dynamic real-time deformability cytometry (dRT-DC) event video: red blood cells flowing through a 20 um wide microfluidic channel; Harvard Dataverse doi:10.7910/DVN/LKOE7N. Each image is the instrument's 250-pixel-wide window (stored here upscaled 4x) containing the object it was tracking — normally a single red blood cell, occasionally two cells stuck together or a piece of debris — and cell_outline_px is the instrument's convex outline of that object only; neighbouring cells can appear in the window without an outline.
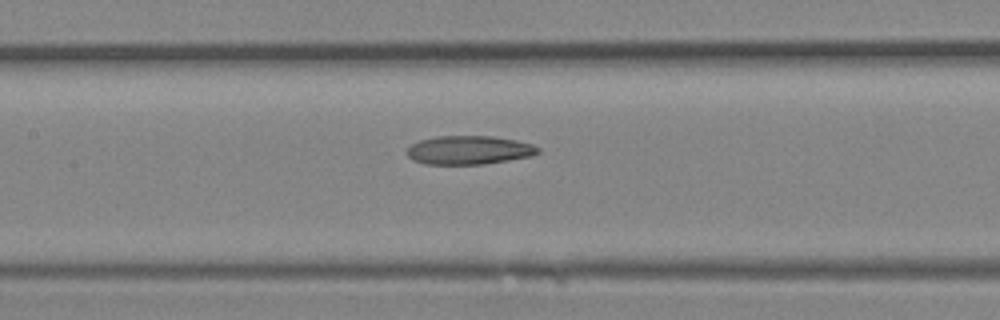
{"species": "Egyptian fruit bat (a non-hibernating species)", "species_latin": "Rousettus aegyptiacus", "temperature_condition": "room temperature", "stored_images_in_passage": 11, "camera_frame_rate_fps": 3000, "um_per_image_px": 0.085, "animal": {"sex": "female"}, "frame": {"image": 1, "passage_image": 10, "time_ms": 3.0, "image_size_px": [1000, 320], "cell_outline_px": [[540, 152], [532, 156], [484, 164], [424, 164], [412, 160], [408, 156], [408, 148], [412, 144], [420, 140], [436, 136], [492, 136], [516, 140], [532, 144], [540, 148]], "centroid_in_image_um": [39.88, 12.76], "position_along_channel_um": 167.5, "area_um2": 21.91}}